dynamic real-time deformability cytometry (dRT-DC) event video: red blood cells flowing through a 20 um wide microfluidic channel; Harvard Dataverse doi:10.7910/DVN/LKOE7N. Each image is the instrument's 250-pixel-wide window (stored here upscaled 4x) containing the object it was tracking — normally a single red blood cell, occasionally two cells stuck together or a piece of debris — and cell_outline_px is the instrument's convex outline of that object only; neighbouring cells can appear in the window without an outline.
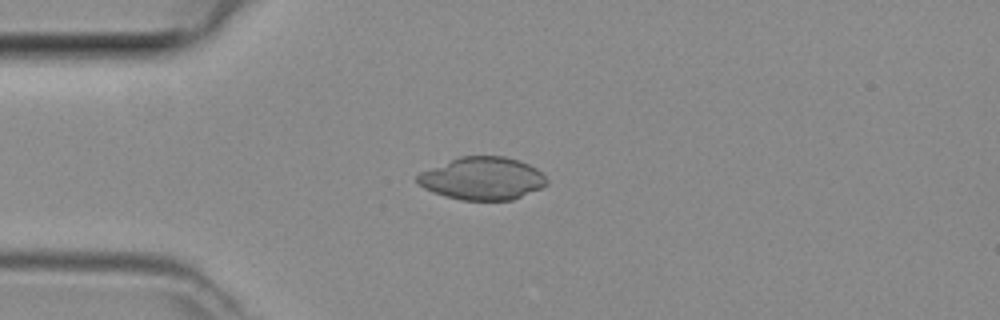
{"species": "common noctule bat (a hibernating species)", "species_latin": "Nyctalus noctula", "temperature_condition": "room temperature", "stored_images_in_passage": 46, "camera_frame_rate_fps": 3000, "um_per_image_px": 0.085, "animal": {"sex": "female", "body_mass_g": 29.2, "forearm_length_mm": 56.3}, "frame": {"image": 1, "passage_image": 11, "time_ms": 3.333, "image_size_px": [1000, 320], "cell_outline_px": [[548, 184], [540, 188], [512, 200], [460, 200], [444, 196], [432, 192], [424, 188], [416, 180], [416, 176], [420, 172], [460, 156], [504, 156], [520, 160], [536, 168], [548, 180]], "centroid_in_image_um": [41.0, 15.17], "position_along_channel_um": 44.0, "area_um2": 32.14}}
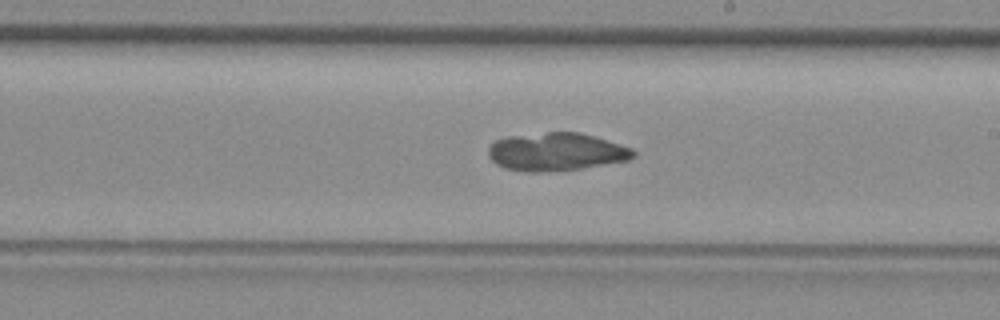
{"frame": {"image": 2, "passage_image": 26, "time_ms": 8.333, "image_size_px": [1000, 320], "cell_outline_px": [[636, 156], [628, 160], [580, 168], [540, 172], [524, 172], [504, 168], [496, 164], [488, 156], [488, 148], [496, 140], [508, 136], [548, 132], [580, 132], [632, 148], [636, 152]], "centroid_in_image_um": [47.26, 12.9], "position_along_channel_um": 241.7, "area_um2": 31.96}}
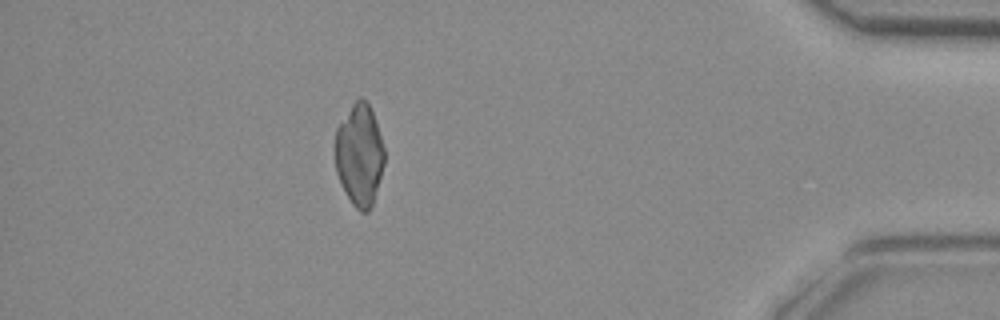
{"frame": {"image": 3, "passage_image": 41, "time_ms": 13.333, "image_size_px": [1000, 320], "cell_outline_px": [[384, 164], [372, 204], [368, 212], [360, 212], [352, 204], [340, 184], [336, 172], [332, 148], [336, 128], [352, 104], [360, 96], [368, 104], [372, 112], [384, 148]], "centroid_in_image_um": [30.49, 13.18], "position_along_channel_um": 404.7, "area_um2": 29.48}}